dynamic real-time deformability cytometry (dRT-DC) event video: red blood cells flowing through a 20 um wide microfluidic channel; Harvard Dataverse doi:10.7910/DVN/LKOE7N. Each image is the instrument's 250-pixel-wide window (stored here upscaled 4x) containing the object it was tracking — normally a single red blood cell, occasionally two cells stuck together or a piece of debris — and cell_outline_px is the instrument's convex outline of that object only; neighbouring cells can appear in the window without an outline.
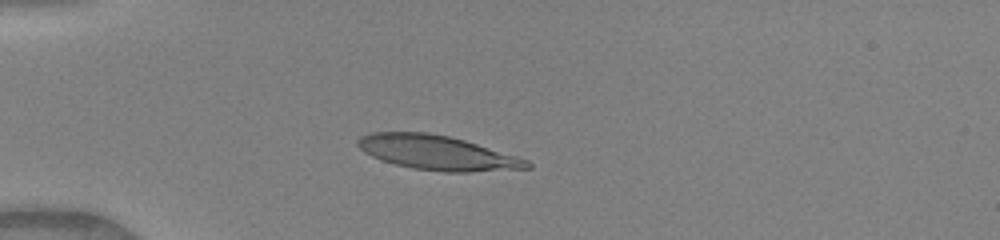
{"species": "human", "species_latin": "Homo sapiens", "temperature_condition": "warm", "stored_images_in_passage": 31, "camera_frame_rate_fps": 3000, "um_per_image_px": 0.085, "donor": {"sex": "female"}, "frame": {"image": 1, "passage_image": 1, "time_ms": 0.0, "image_size_px": [1000, 240], "cell_outline_px": [[532, 168], [468, 172], [448, 172], [412, 168], [380, 160], [364, 152], [356, 144], [356, 140], [360, 136], [372, 132], [428, 132], [448, 136], [464, 140], [516, 156], [528, 160], [532, 164]], "centroid_in_image_um": [37.14, 12.98], "position_along_channel_um": 47.9, "area_um2": 33.87}}
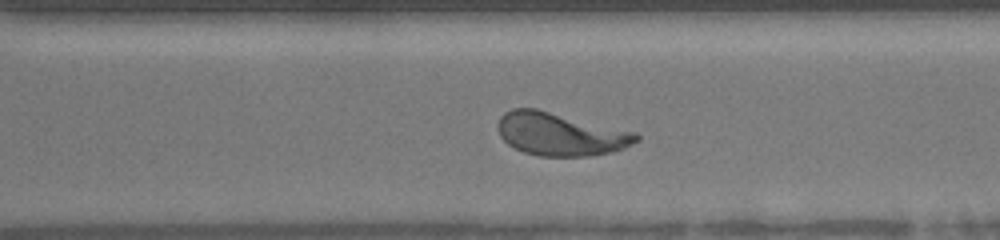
{"frame": {"image": 2, "passage_image": 23, "time_ms": 7.333, "image_size_px": [1000, 240], "cell_outline_px": [[640, 140], [624, 148], [608, 152], [588, 156], [540, 156], [524, 152], [508, 144], [500, 136], [496, 128], [496, 124], [500, 116], [504, 112], [512, 108], [536, 108], [636, 132], [640, 136]], "centroid_in_image_um": [47.6, 11.38], "position_along_channel_um": 323.0, "area_um2": 34.74}}
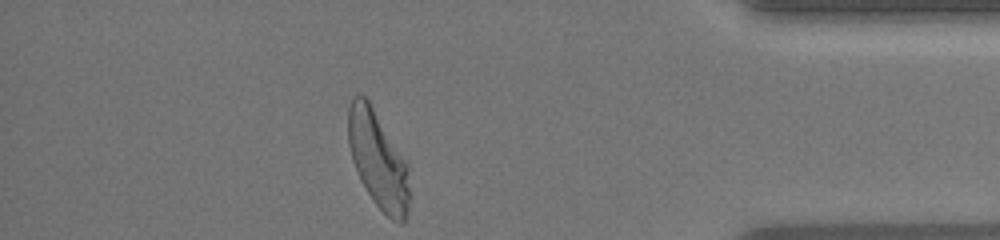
{"frame": {"image": 3, "passage_image": 31, "time_ms": 10.0, "image_size_px": [1000, 240], "cell_outline_px": [[412, 196], [404, 220], [400, 224], [392, 220], [372, 200], [352, 160], [348, 144], [348, 108], [352, 96], [360, 92], [368, 100], [408, 160]], "centroid_in_image_um": [32.19, 13.56], "position_along_channel_um": 403.0, "area_um2": 35.37}, "authors_computed_cell_mechanics": {"area_um2": 34.4488, "velocity_mm_per_s": 4.0946, "shape_relaxation_time_tau1_ms": 2.8891, "shape_relaxation_time_tau2_ms": null, "deformation_change_tau1": 0.1844, "deformation_change_tau2": null}}